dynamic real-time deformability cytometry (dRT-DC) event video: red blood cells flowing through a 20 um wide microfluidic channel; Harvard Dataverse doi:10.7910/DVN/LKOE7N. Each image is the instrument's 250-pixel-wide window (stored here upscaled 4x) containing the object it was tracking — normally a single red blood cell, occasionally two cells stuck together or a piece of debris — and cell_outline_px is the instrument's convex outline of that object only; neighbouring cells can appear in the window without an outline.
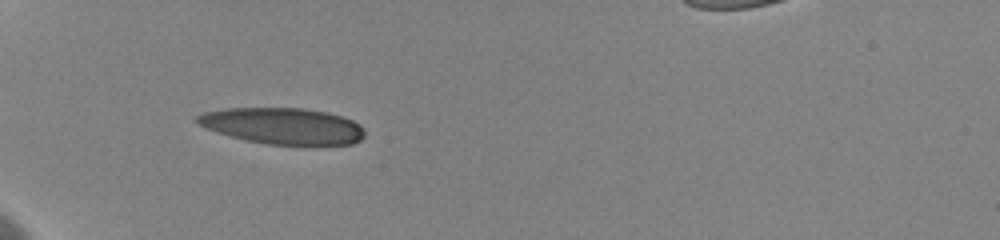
{"species": "human", "species_latin": "Homo sapiens", "temperature_condition": "cold", "stored_images_in_passage": 38, "camera_frame_rate_fps": 3000, "um_per_image_px": 0.085, "donor": {"sex": "female"}, "frame": {"image": 1, "passage_image": 6, "time_ms": 1.0, "image_size_px": [1000, 240], "cell_outline_px": [[364, 136], [360, 140], [352, 144], [316, 148], [268, 144], [248, 140], [216, 132], [192, 120], [196, 116], [204, 112], [228, 108], [304, 108], [328, 112], [352, 120], [360, 124], [364, 128]], "centroid_in_image_um": [24.13, 10.74], "position_along_channel_um": 60.9, "area_um2": 36.36}}